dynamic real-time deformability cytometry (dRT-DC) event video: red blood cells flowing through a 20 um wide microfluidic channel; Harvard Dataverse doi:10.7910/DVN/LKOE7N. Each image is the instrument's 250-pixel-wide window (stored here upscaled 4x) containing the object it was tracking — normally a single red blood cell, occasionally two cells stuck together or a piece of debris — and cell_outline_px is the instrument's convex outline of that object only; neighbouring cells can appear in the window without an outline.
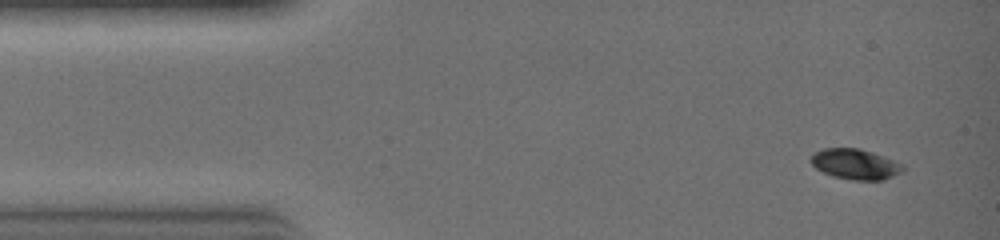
{"species": "common noctule bat (a hibernating species)", "species_latin": "Nyctalus noctula", "temperature_condition": "warm", "stored_images_in_passage": 30, "camera_frame_rate_fps": 3000, "um_per_image_px": 0.085, "animal": {"sex": "female", "body_mass_g": 19.0, "forearm_length_mm": 51.5}, "frame": {"image": 1, "passage_image": 1, "time_ms": 0.0, "image_size_px": [1000, 240], "cell_outline_px": [[904, 168], [900, 172], [892, 176], [880, 180], [852, 180], [832, 176], [816, 168], [808, 160], [816, 152], [824, 148], [860, 148], [884, 156], [904, 164]], "centroid_in_image_um": [72.69, 13.94], "position_along_channel_um": 12.3, "area_um2": 16.24}}
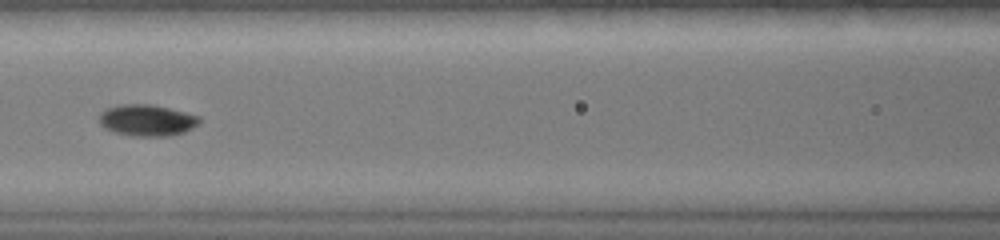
{"frame": {"image": 2, "passage_image": 12, "time_ms": 3.667, "image_size_px": [1000, 240], "cell_outline_px": [[200, 120], [192, 128], [184, 132], [168, 136], [132, 136], [116, 132], [104, 128], [100, 124], [100, 112], [104, 108], [120, 104], [152, 104], [200, 116]], "centroid_in_image_um": [12.46, 10.21], "position_along_channel_um": 154.1, "area_um2": 18.32}}
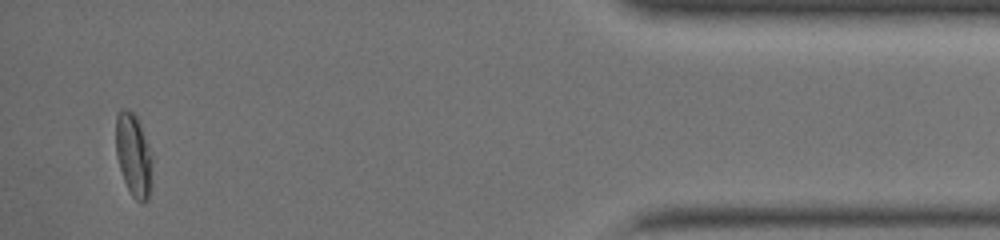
{"frame": {"image": 3, "passage_image": 28, "time_ms": 9.0, "image_size_px": [1000, 240], "cell_outline_px": [[152, 160], [148, 200], [140, 204], [132, 196], [124, 180], [116, 156], [116, 116], [120, 108], [128, 108], [136, 116], [140, 124], [152, 156]], "centroid_in_image_um": [11.33, 13.16], "position_along_channel_um": 423.9, "area_um2": 17.46}}